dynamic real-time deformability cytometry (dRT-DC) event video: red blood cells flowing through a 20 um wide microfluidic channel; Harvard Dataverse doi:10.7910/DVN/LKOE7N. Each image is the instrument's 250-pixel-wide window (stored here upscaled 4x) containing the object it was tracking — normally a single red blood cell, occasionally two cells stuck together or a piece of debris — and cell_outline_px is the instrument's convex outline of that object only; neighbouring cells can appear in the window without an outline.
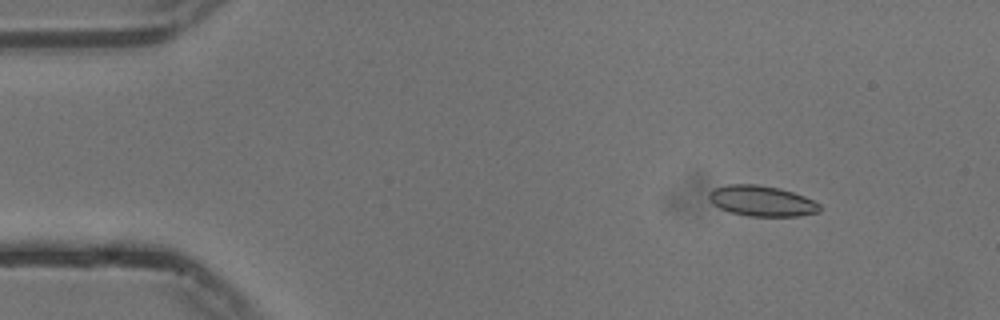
{"species": "common noctule bat (a hibernating species)", "species_latin": "Nyctalus noctula", "temperature_condition": "cold", "stored_images_in_passage": 55, "camera_frame_rate_fps": 3000, "um_per_image_px": 0.085, "animal": {"sex": "male", "body_mass_g": 13.3}, "frame": {"image": 1, "passage_image": 7, "time_ms": 2.0, "image_size_px": [1000, 320], "cell_outline_px": [[820, 212], [800, 216], [748, 216], [732, 212], [720, 208], [712, 204], [708, 196], [708, 192], [712, 188], [728, 184], [756, 184], [780, 188], [804, 196], [820, 204]], "centroid_in_image_um": [64.73, 17.07], "position_along_channel_um": 20.3, "area_um2": 19.83}}
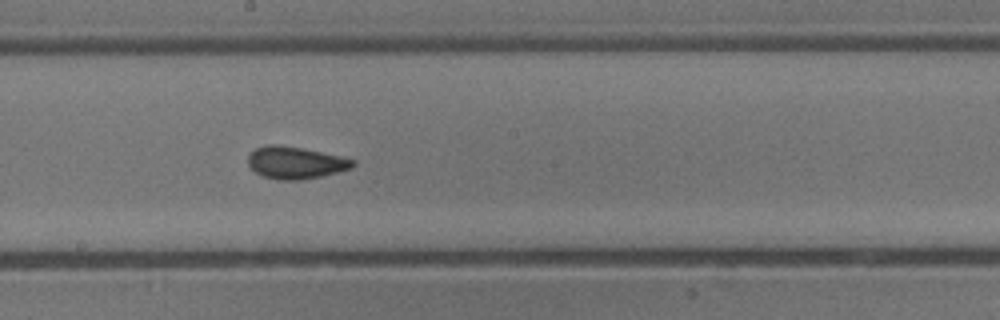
{"frame": {"image": 2, "passage_image": 30, "time_ms": 9.667, "image_size_px": [1000, 320], "cell_outline_px": [[356, 164], [352, 168], [320, 176], [300, 180], [280, 180], [264, 176], [256, 172], [248, 164], [248, 152], [264, 144], [276, 144], [300, 148], [340, 156], [356, 160]], "centroid_in_image_um": [25.09, 13.82], "position_along_channel_um": 223.1, "area_um2": 19.54}}
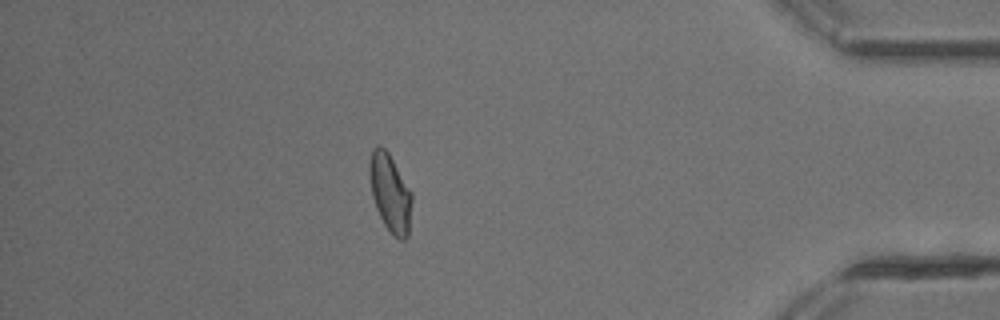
{"frame": {"image": 3, "passage_image": 48, "time_ms": 15.667, "image_size_px": [1000, 320], "cell_outline_px": [[412, 200], [408, 236], [404, 240], [400, 240], [384, 224], [376, 208], [372, 196], [368, 172], [368, 164], [372, 148], [376, 144], [380, 144], [388, 152], [412, 192]], "centroid_in_image_um": [33.14, 16.34], "position_along_channel_um": 402.1, "area_um2": 19.31}, "authors_computed_cell_mechanics": {"area_um2": 19.1896, "velocity_mm_per_s": 3.7477, "shape_relaxation_time_tau1_ms": 6.4454, "shape_relaxation_time_tau2_ms": 1.5009, "deformation_change_tau1": 0.1227, "deformation_change_tau2": 0.0452}}